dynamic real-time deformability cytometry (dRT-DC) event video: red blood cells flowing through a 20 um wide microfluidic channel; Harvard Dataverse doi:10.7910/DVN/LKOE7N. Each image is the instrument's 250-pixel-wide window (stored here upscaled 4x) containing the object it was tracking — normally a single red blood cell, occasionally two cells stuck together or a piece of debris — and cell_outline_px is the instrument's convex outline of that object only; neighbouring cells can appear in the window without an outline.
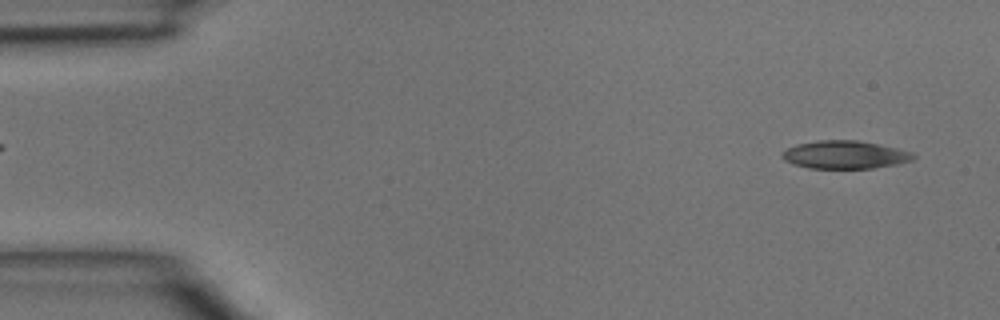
{"species": "common noctule bat (a hibernating species)", "species_latin": "Nyctalus noctula", "temperature_condition": "room temperature", "stored_images_in_passage": 4, "segment_of_instrument_passage": [2, 2], "camera_frame_rate_fps": 3000, "um_per_image_px": 0.085, "animal": {"sex": "male", "body_mass_g": 15.6}, "frame": {"image": 1, "passage_image": 4, "time_ms": 1.0, "image_size_px": [1000, 320], "cell_outline_px": [[916, 156], [912, 160], [896, 164], [872, 168], [808, 168], [784, 160], [780, 156], [780, 152], [796, 144], [820, 140], [856, 140], [896, 148], [912, 152]], "centroid_in_image_um": [71.78, 13.15], "position_along_channel_um": 13.2, "area_um2": 21.21}}